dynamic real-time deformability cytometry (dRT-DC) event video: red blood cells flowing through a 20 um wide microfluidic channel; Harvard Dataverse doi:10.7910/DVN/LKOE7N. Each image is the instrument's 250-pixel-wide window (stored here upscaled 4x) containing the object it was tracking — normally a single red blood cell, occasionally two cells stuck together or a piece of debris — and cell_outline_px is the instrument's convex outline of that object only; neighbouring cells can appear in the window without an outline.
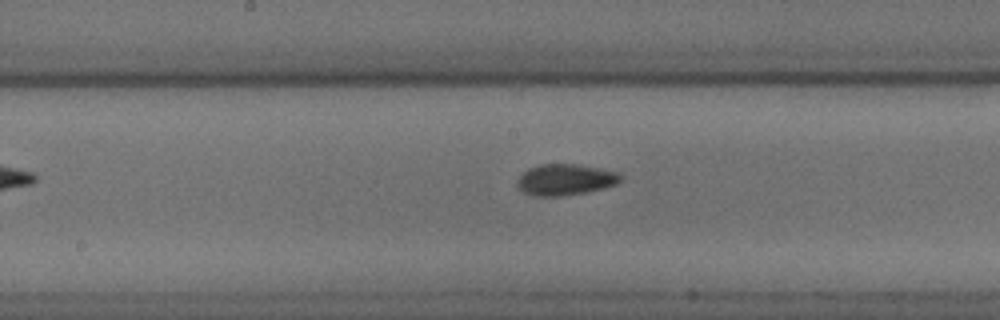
{"species": "common noctule bat (a hibernating species)", "species_latin": "Nyctalus noctula", "temperature_condition": "cold", "stored_images_in_passage": 29, "camera_frame_rate_fps": 3000, "um_per_image_px": 0.085, "animal": {"sex": "male", "body_mass_g": 18.8}, "frame": {"image": 1, "passage_image": 13, "time_ms": 4.0, "image_size_px": [1000, 320], "cell_outline_px": [[620, 180], [616, 184], [584, 192], [560, 196], [536, 196], [524, 192], [516, 184], [516, 180], [528, 168], [540, 164], [576, 164], [600, 168], [620, 172]], "centroid_in_image_um": [48.02, 15.25], "position_along_channel_um": 200.2, "area_um2": 18.55}}
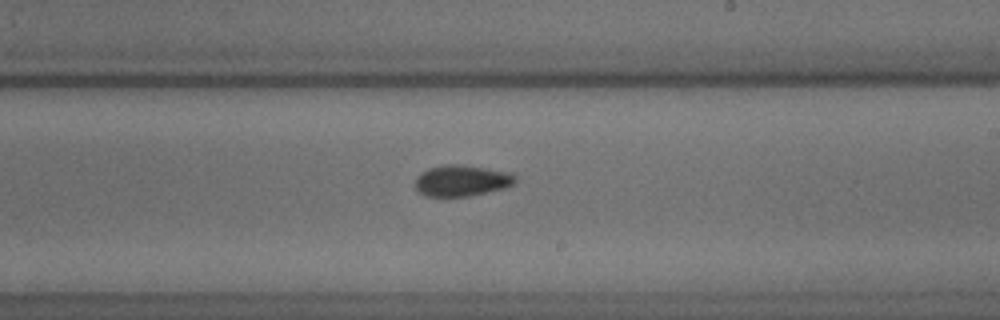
{"frame": {"image": 2, "passage_image": 17, "time_ms": 5.333, "image_size_px": [1000, 320], "cell_outline_px": [[516, 180], [508, 188], [468, 196], [424, 196], [416, 192], [416, 176], [420, 172], [428, 168], [444, 164], [456, 164], [512, 172], [516, 176]], "centroid_in_image_um": [39.23, 15.35], "position_along_channel_um": 249.8, "area_um2": 18.38}}
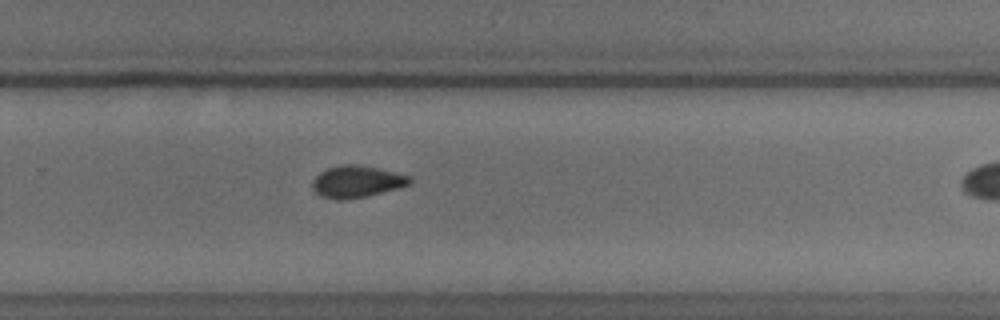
{"frame": {"image": 3, "passage_image": 21, "time_ms": 6.667, "image_size_px": [1000, 320], "cell_outline_px": [[412, 180], [408, 184], [396, 188], [368, 196], [348, 200], [336, 200], [320, 196], [312, 188], [312, 184], [316, 176], [320, 172], [328, 168], [344, 164], [356, 164], [376, 168], [412, 176]], "centroid_in_image_um": [30.3, 15.45], "position_along_channel_um": 299.5, "area_um2": 17.98}}